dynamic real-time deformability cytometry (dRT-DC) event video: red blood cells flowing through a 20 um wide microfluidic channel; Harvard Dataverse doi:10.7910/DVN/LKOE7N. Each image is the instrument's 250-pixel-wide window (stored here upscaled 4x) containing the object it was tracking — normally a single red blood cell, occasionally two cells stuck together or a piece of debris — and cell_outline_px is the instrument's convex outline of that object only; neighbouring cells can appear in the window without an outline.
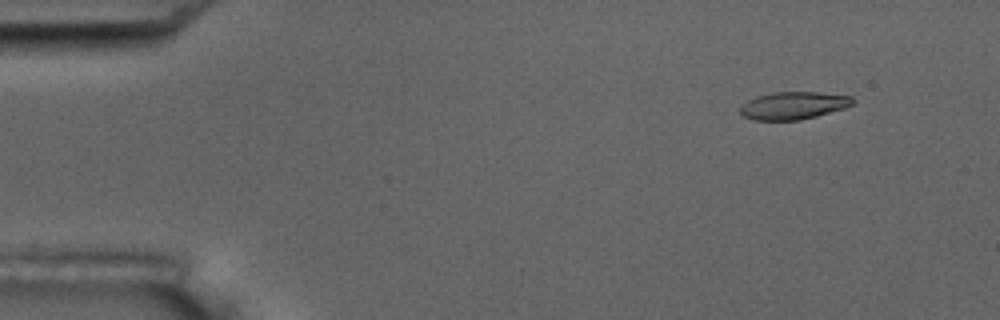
{"species": "common noctule bat (a hibernating species)", "species_latin": "Nyctalus noctula", "temperature_condition": "room temperature", "stored_images_in_passage": 6, "segment_of_instrument_passage": [1, 2], "camera_frame_rate_fps": 3000, "um_per_image_px": 0.085, "animal": {"sex": "male", "body_mass_g": 17.5, "forearm_length_mm": 52.3}, "frame": {"image": 1, "passage_image": 2, "time_ms": 1.0, "image_size_px": [1000, 320], "cell_outline_px": [[856, 100], [852, 104], [844, 108], [816, 116], [800, 120], [752, 120], [744, 116], [740, 112], [740, 108], [748, 100], [756, 96], [772, 92], [816, 92], [852, 96]], "centroid_in_image_um": [67.44, 8.96], "position_along_channel_um": 17.6, "area_um2": 18.03}}
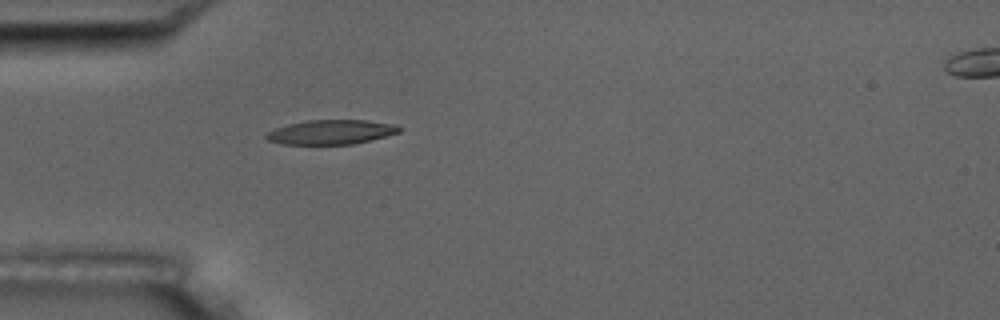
{"frame": {"image": 2, "passage_image": 5, "time_ms": 4.667, "image_size_px": [1000, 320], "cell_outline_px": [[400, 132], [352, 144], [284, 144], [268, 140], [264, 136], [268, 132], [276, 128], [288, 124], [308, 120], [364, 120], [396, 124], [400, 128]], "centroid_in_image_um": [28.13, 11.22], "position_along_channel_um": 56.9, "area_um2": 18.67}}